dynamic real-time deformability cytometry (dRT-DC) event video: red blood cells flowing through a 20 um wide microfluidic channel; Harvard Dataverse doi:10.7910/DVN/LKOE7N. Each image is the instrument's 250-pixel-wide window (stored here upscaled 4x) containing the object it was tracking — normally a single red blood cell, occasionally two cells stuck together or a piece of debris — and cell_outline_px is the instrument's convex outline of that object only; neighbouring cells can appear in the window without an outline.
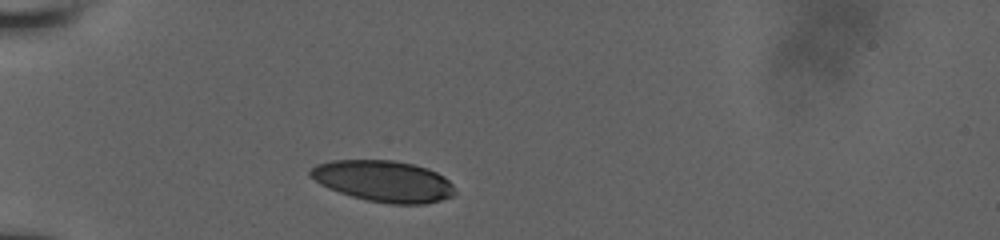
{"species": "human", "species_latin": "Homo sapiens", "temperature_condition": "room temperature", "stored_images_in_passage": 2, "camera_frame_rate_fps": 3000, "um_per_image_px": 0.085, "donor": {"sex": "male"}, "frame": {"image": 1, "passage_image": 1, "time_ms": 0.0, "image_size_px": [1000, 240], "cell_outline_px": [[456, 192], [452, 196], [440, 200], [424, 204], [388, 204], [368, 200], [352, 196], [328, 188], [320, 184], [308, 172], [316, 164], [332, 160], [392, 160], [412, 164], [428, 168], [444, 176], [452, 184]], "centroid_in_image_um": [32.61, 15.39], "position_along_channel_um": 52.4, "area_um2": 34.62}}